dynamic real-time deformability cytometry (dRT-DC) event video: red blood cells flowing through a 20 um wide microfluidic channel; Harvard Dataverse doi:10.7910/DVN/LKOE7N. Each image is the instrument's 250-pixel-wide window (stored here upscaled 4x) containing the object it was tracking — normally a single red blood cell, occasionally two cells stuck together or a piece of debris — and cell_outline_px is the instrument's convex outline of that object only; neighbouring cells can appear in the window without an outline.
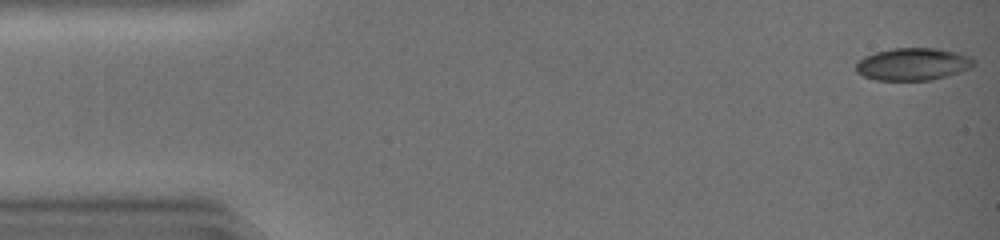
{"species": "common noctule bat (a hibernating species)", "species_latin": "Nyctalus noctula", "temperature_condition": "warm", "stored_images_in_passage": 29, "camera_frame_rate_fps": 3000, "um_per_image_px": 0.085, "animal": {"sex": "female", "body_mass_g": 19.0, "forearm_length_mm": 51.5}, "frame": {"image": 1, "passage_image": 1, "time_ms": 0.0, "image_size_px": [1000, 240], "cell_outline_px": [[976, 64], [972, 68], [948, 76], [932, 80], [876, 80], [864, 76], [856, 72], [856, 64], [864, 56], [876, 52], [892, 48], [936, 48], [956, 52], [972, 56], [976, 60]], "centroid_in_image_um": [77.65, 5.45], "position_along_channel_um": 7.3, "area_um2": 22.48}}
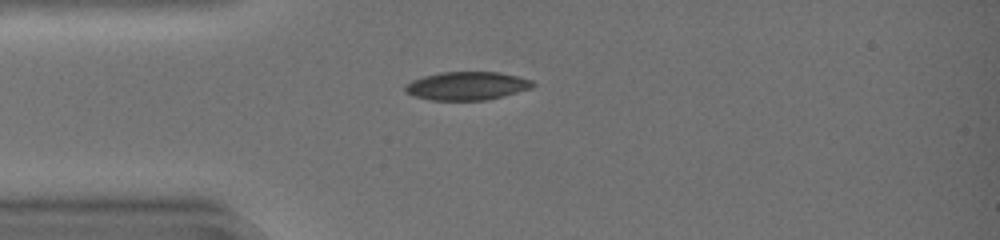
{"frame": {"image": 2, "passage_image": 12, "time_ms": 3.667, "image_size_px": [1000, 240], "cell_outline_px": [[536, 84], [532, 88], [504, 96], [488, 100], [432, 100], [412, 96], [404, 92], [404, 88], [412, 80], [424, 76], [440, 72], [500, 72], [532, 80]], "centroid_in_image_um": [39.7, 7.3], "position_along_channel_um": 45.3, "area_um2": 21.15}}
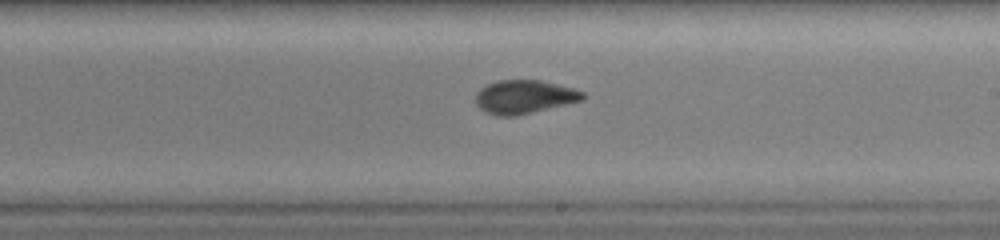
{"frame": {"image": 3, "passage_image": 27, "time_ms": 8.667, "image_size_px": [1000, 240], "cell_outline_px": [[588, 96], [584, 100], [516, 116], [496, 116], [484, 112], [476, 104], [476, 92], [480, 88], [496, 80], [540, 80], [572, 88], [584, 92]], "centroid_in_image_um": [44.56, 8.24], "position_along_channel_um": 244.4, "area_um2": 21.1}}